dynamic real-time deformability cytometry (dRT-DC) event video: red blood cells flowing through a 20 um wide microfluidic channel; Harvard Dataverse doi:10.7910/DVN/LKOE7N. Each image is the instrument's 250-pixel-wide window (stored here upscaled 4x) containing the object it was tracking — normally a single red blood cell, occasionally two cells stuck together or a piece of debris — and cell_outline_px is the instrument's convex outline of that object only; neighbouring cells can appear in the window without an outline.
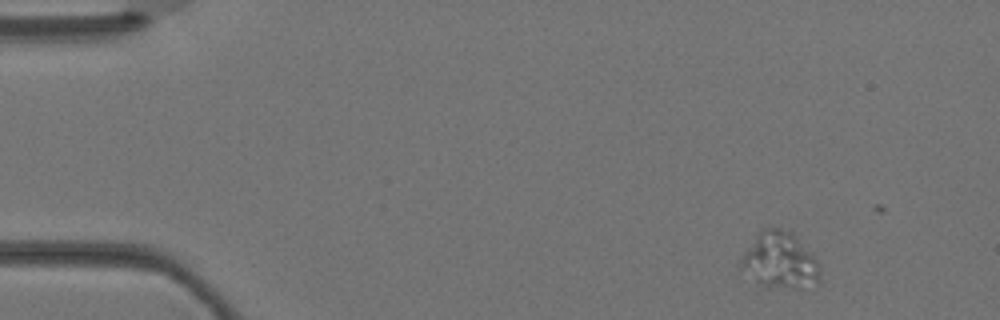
{"species": "Egyptian fruit bat (a non-hibernating species)", "species_latin": "Rousettus aegyptiacus", "temperature_condition": "warm", "stored_images_in_passage": 3, "camera_frame_rate_fps": 3000, "um_per_image_px": 0.085, "animal": {"sex": "female"}, "frame": {"image": 1, "passage_image": 1, "time_ms": 0.0, "image_size_px": [1000, 320], "cell_outline_px": [[820, 284], [816, 288], [768, 288], [760, 284], [740, 268], [740, 260], [744, 252], [760, 228], [780, 228], [792, 232], [816, 260], [820, 272]], "centroid_in_image_um": [66.3, 22.17], "position_along_channel_um": 18.7, "area_um2": 26.18}}